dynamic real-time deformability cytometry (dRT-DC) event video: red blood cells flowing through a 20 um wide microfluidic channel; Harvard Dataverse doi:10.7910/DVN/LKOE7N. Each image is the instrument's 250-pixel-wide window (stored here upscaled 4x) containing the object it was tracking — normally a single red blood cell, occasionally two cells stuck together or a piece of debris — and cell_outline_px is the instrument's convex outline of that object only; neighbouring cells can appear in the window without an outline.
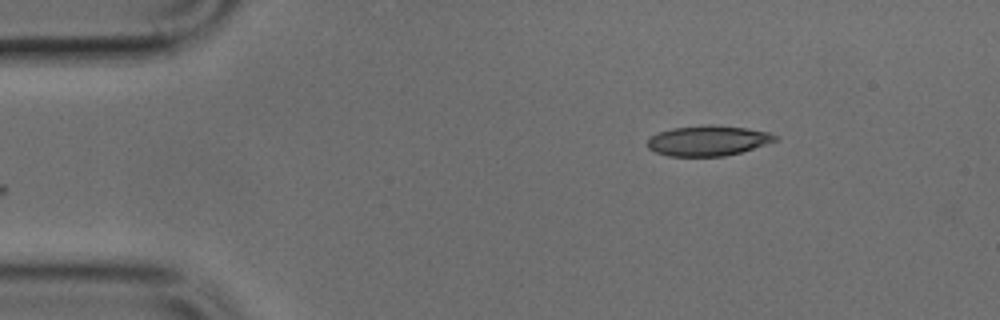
{"species": "common noctule bat (a hibernating species)", "species_latin": "Nyctalus noctula", "temperature_condition": "cold", "stored_images_in_passage": 19, "camera_frame_rate_fps": 3000, "um_per_image_px": 0.085, "animal": {"sex": "male", "body_mass_g": 17.9, "forearm_length_mm": 54.2}, "frame": {"image": 1, "passage_image": 1, "time_ms": 0.0, "image_size_px": [1000, 320], "cell_outline_px": [[776, 140], [740, 152], [724, 156], [668, 156], [656, 152], [648, 148], [648, 140], [652, 136], [660, 132], [672, 128], [704, 124], [712, 124], [744, 128], [768, 132], [776, 136]], "centroid_in_image_um": [60.13, 11.95], "position_along_channel_um": 24.9, "area_um2": 22.2}}
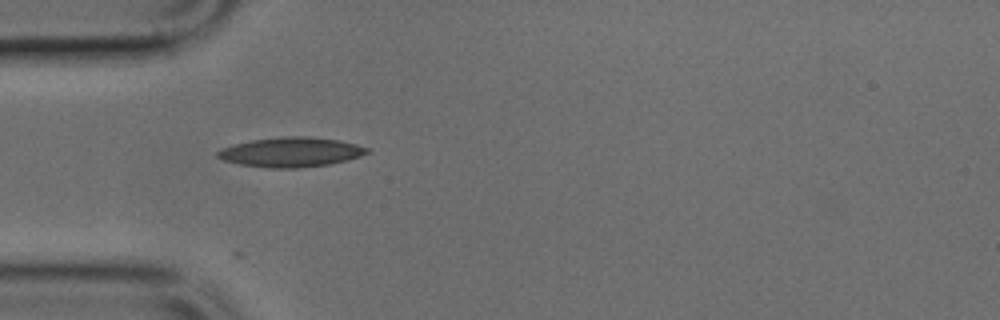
{"frame": {"image": 2, "passage_image": 8, "time_ms": 2.333, "image_size_px": [1000, 320], "cell_outline_px": [[372, 152], [360, 156], [328, 164], [296, 168], [268, 168], [240, 164], [224, 160], [216, 156], [216, 152], [232, 144], [252, 140], [280, 136], [308, 136], [336, 140], [356, 144], [372, 148]], "centroid_in_image_um": [24.74, 12.92], "position_along_channel_um": 60.3, "area_um2": 25.78}}
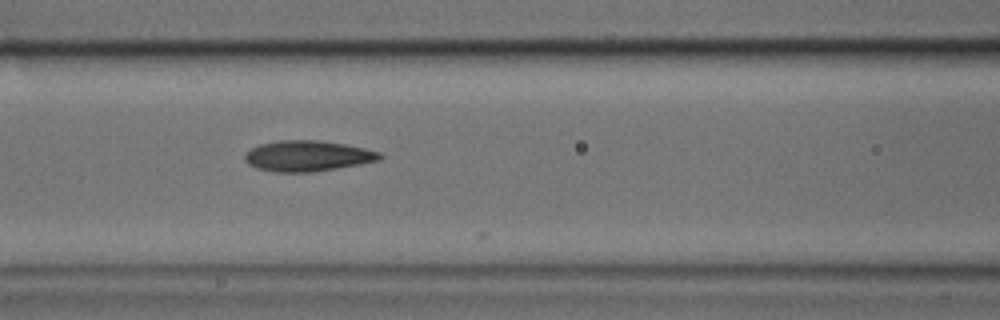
{"frame": {"image": 3, "passage_image": 14, "time_ms": 4.333, "image_size_px": [1000, 320], "cell_outline_px": [[384, 156], [380, 160], [360, 164], [312, 172], [276, 172], [256, 168], [248, 164], [244, 160], [244, 152], [260, 144], [280, 140], [320, 140], [344, 144], [364, 148], [380, 152]], "centroid_in_image_um": [26.12, 13.25], "position_along_channel_um": 140.5, "area_um2": 24.22}}